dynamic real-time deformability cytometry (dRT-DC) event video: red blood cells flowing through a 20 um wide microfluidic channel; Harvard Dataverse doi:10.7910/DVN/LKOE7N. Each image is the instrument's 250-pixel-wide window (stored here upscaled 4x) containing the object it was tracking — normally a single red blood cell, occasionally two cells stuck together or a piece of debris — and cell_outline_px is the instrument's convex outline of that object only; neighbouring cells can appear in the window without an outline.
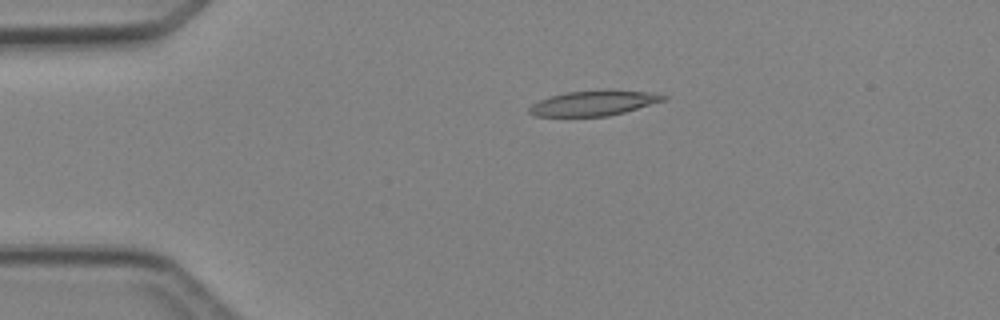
{"species": "Egyptian fruit bat (a non-hibernating species)", "species_latin": "Rousettus aegyptiacus", "temperature_condition": "cold", "stored_images_in_passage": 4, "camera_frame_rate_fps": 3000, "um_per_image_px": 0.085, "animal": {"sex": "female"}, "frame": {"image": 1, "passage_image": 3, "time_ms": 2.333, "image_size_px": [1000, 320], "cell_outline_px": [[668, 100], [624, 112], [608, 116], [532, 116], [528, 112], [528, 108], [532, 104], [540, 100], [564, 92], [600, 88], [612, 88], [644, 92], [668, 96]], "centroid_in_image_um": [50.48, 8.73], "position_along_channel_um": 34.5, "area_um2": 20.11}}